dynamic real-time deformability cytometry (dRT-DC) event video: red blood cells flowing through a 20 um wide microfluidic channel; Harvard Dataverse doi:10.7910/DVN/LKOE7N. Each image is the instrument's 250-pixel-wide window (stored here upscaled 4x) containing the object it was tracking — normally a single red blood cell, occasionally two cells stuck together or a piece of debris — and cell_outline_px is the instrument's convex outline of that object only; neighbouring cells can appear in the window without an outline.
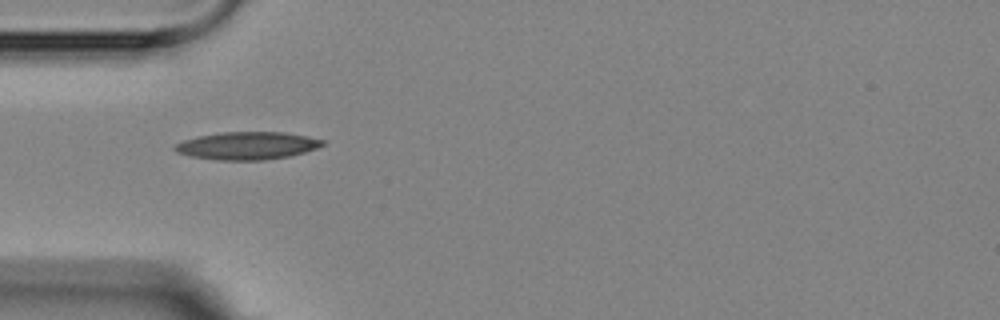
{"species": "Egyptian fruit bat (a non-hibernating species)", "species_latin": "Rousettus aegyptiacus", "temperature_condition": "room temperature", "stored_images_in_passage": 4, "camera_frame_rate_fps": 3000, "um_per_image_px": 0.085, "animal": {"sex": "female"}, "frame": {"image": 1, "passage_image": 1, "time_ms": 0.0, "image_size_px": [1000, 320], "cell_outline_px": [[324, 144], [316, 148], [304, 152], [288, 156], [264, 160], [216, 160], [192, 156], [176, 152], [172, 148], [176, 144], [184, 140], [200, 136], [220, 132], [284, 132], [308, 136], [324, 140]], "centroid_in_image_um": [21.01, 12.38], "position_along_channel_um": 64.0, "area_um2": 23.7}}
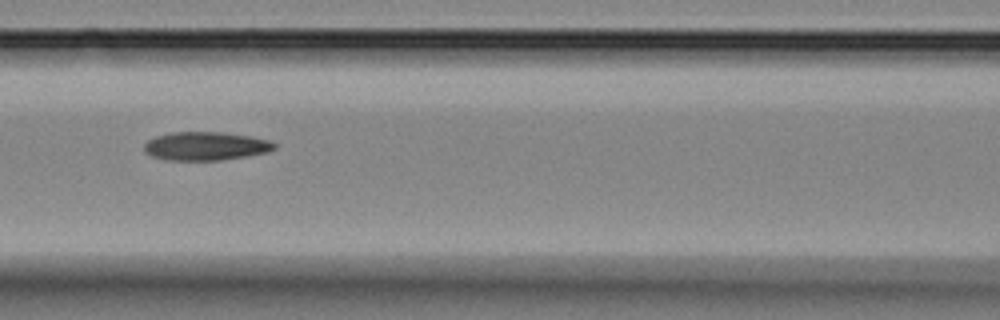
{"frame": {"image": 2, "passage_image": 3, "time_ms": 2.333, "image_size_px": [1000, 320], "cell_outline_px": [[276, 148], [268, 152], [248, 156], [220, 160], [164, 160], [152, 156], [144, 152], [144, 144], [148, 140], [156, 136], [172, 132], [224, 132], [252, 136], [268, 140], [276, 144]], "centroid_in_image_um": [17.48, 12.42], "position_along_channel_um": 149.1, "area_um2": 21.79}}
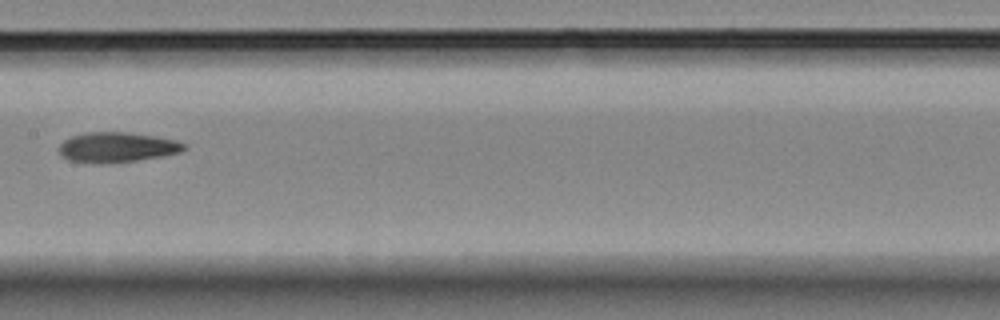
{"frame": {"image": 3, "passage_image": 4, "time_ms": 3.667, "image_size_px": [1000, 320], "cell_outline_px": [[188, 148], [180, 152], [160, 156], [136, 160], [100, 164], [96, 164], [68, 160], [60, 156], [56, 148], [64, 140], [72, 136], [88, 132], [128, 132], [156, 136], [176, 140], [188, 144]], "centroid_in_image_um": [9.92, 12.52], "position_along_channel_um": 197.5, "area_um2": 22.2}}